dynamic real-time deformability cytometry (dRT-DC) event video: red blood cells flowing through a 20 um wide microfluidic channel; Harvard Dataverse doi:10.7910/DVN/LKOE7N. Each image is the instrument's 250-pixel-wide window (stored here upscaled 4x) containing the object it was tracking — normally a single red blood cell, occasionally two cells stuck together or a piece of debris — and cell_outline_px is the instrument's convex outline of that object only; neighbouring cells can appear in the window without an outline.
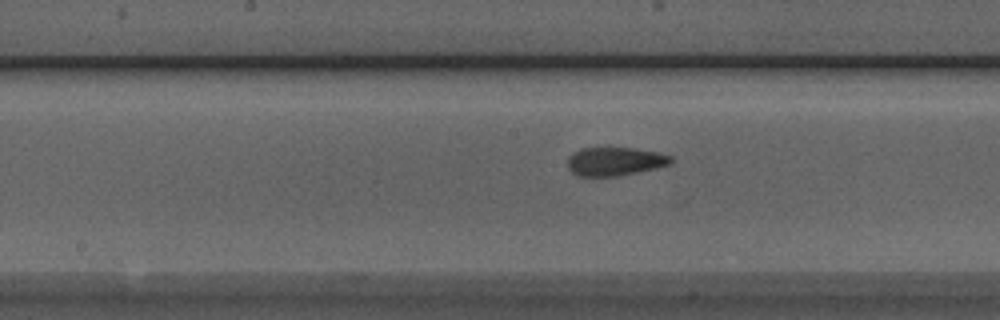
{"species": "Egyptian fruit bat (a non-hibernating species)", "species_latin": "Rousettus aegyptiacus", "temperature_condition": "room temperature", "stored_images_in_passage": 22, "camera_frame_rate_fps": 3000, "um_per_image_px": 0.085, "animal": {"sex": "male"}, "frame": {"image": 1, "passage_image": 19, "time_ms": 6.0, "image_size_px": [1000, 320], "cell_outline_px": [[672, 164], [656, 168], [616, 176], [576, 176], [568, 168], [568, 156], [572, 152], [580, 148], [636, 148], [660, 152], [672, 156]], "centroid_in_image_um": [52.27, 13.71], "position_along_channel_um": 195.9, "area_um2": 17.34}}